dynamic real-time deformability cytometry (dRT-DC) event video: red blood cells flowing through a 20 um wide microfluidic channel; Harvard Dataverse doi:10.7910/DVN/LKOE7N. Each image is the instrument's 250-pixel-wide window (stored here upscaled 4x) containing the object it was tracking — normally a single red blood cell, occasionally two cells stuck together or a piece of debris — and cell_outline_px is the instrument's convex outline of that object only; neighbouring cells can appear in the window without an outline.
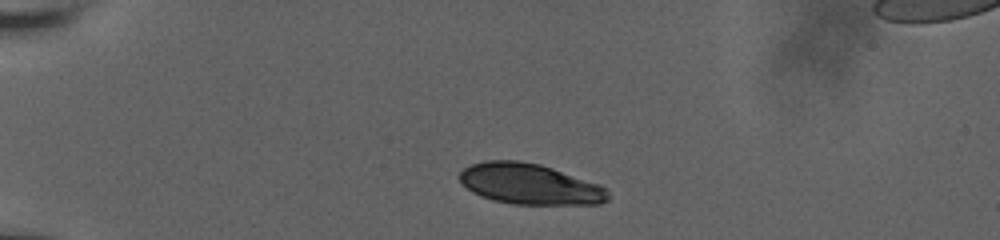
{"species": "human", "species_latin": "Homo sapiens", "temperature_condition": "room temperature", "stored_images_in_passage": 43, "camera_frame_rate_fps": 3000, "um_per_image_px": 0.085, "donor": {"sex": "male"}, "frame": {"image": 1, "passage_image": 1, "time_ms": 0.0, "image_size_px": [1000, 240], "cell_outline_px": [[608, 200], [600, 204], [512, 204], [492, 200], [480, 196], [472, 192], [460, 180], [460, 172], [464, 168], [472, 164], [484, 160], [516, 160], [540, 164], [600, 184], [608, 188]], "centroid_in_image_um": [45.04, 15.64], "position_along_channel_um": 40.0, "area_um2": 35.26}}
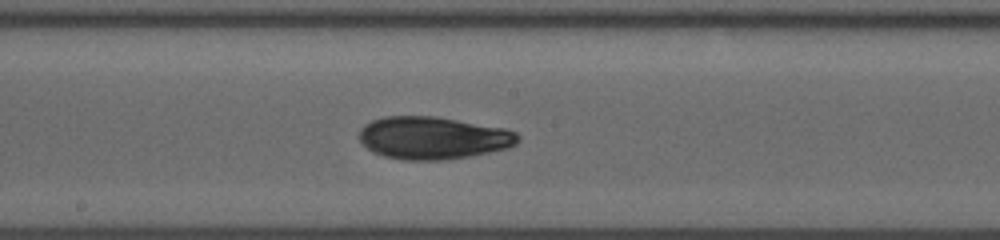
{"frame": {"image": 2, "passage_image": 19, "time_ms": 6.0, "image_size_px": [1000, 240], "cell_outline_px": [[520, 140], [516, 144], [508, 148], [468, 156], [444, 160], [404, 160], [384, 156], [372, 152], [360, 140], [360, 128], [364, 124], [372, 120], [384, 116], [436, 116], [504, 128], [516, 132], [520, 136]], "centroid_in_image_um": [36.8, 11.71], "position_along_channel_um": 211.4, "area_um2": 39.36}}
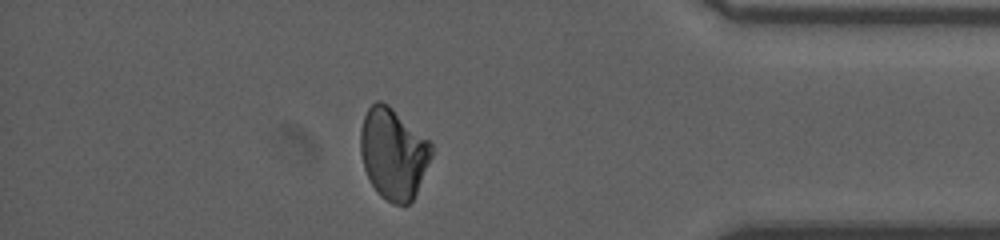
{"frame": {"image": 3, "passage_image": 36, "time_ms": 11.667, "image_size_px": [1000, 240], "cell_outline_px": [[432, 156], [416, 192], [412, 200], [408, 204], [392, 204], [380, 196], [372, 184], [364, 168], [360, 152], [360, 128], [364, 116], [368, 108], [376, 100], [380, 100], [388, 104], [428, 140], [432, 144]], "centroid_in_image_um": [33.41, 13.04], "position_along_channel_um": 401.8, "area_um2": 37.4}, "authors_computed_cell_mechanics": {"area_um2": 38.2636, "velocity_mm_per_s": 3.8179, "shape_relaxation_time_tau1_ms": 5.7078, "shape_relaxation_time_tau2_ms": 3.2578, "deformation_change_tau1": 0.1507, "deformation_change_tau2": 0.0639}}